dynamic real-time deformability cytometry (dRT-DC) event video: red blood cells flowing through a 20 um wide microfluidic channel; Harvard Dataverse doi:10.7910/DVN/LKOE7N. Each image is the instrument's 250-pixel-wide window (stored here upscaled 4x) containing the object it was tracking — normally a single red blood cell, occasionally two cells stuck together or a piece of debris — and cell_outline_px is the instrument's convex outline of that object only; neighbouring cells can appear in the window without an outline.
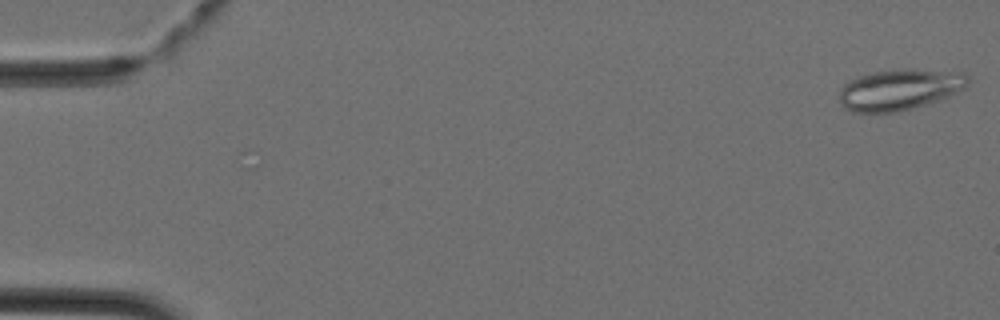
{"species": "Egyptian fruit bat (a non-hibernating species)", "species_latin": "Rousettus aegyptiacus", "temperature_condition": "cold", "stored_images_in_passage": 19, "camera_frame_rate_fps": 3000, "um_per_image_px": 0.085, "animal": {"sex": "female"}, "frame": {"image": 1, "passage_image": 1, "time_ms": 0.0, "image_size_px": [1000, 320], "cell_outline_px": [[968, 84], [964, 88], [944, 100], [896, 112], [852, 112], [844, 108], [840, 104], [840, 88], [844, 84], [860, 76], [876, 72], [904, 68], [964, 72], [968, 76]], "centroid_in_image_um": [76.51, 7.62], "position_along_channel_um": 8.5, "area_um2": 30.92}}
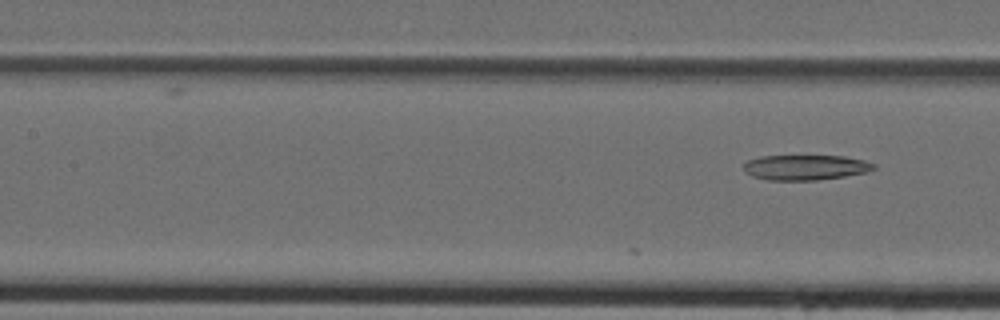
{"frame": {"image": 2, "passage_image": 19, "time_ms": 6.0, "image_size_px": [1000, 320], "cell_outline_px": [[876, 168], [868, 172], [844, 176], [816, 180], [768, 180], [752, 176], [744, 172], [744, 164], [748, 160], [760, 156], [844, 156], [864, 160], [876, 164]], "centroid_in_image_um": [68.47, 14.23], "position_along_channel_um": 138.9, "area_um2": 19.13}}